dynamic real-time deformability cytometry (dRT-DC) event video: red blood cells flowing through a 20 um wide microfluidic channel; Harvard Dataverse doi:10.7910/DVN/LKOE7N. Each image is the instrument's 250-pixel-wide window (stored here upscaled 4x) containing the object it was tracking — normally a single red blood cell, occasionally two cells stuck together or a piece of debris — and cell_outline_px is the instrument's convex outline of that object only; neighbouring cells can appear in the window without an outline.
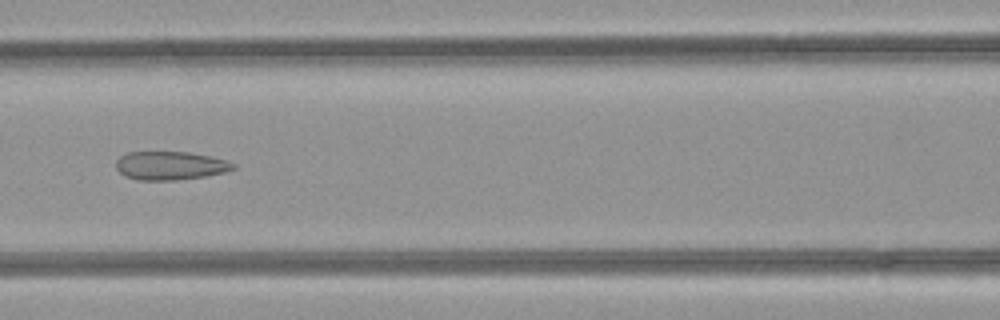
{"species": "common noctule bat (a hibernating species)", "species_latin": "Nyctalus noctula", "temperature_condition": "room temperature", "stored_images_in_passage": 48, "camera_frame_rate_fps": 3000, "um_per_image_px": 0.085, "animal": {"sex": "female", "body_mass_g": 21.9}, "frame": {"image": 1, "passage_image": 21, "time_ms": 6.667, "image_size_px": [1000, 320], "cell_outline_px": [[236, 168], [224, 172], [208, 176], [176, 180], [140, 180], [124, 176], [116, 168], [116, 160], [120, 156], [128, 152], [188, 152], [228, 160], [236, 164]], "centroid_in_image_um": [14.48, 14.08], "position_along_channel_um": 152.1, "area_um2": 19.54}, "authors_computed_cell_mechanics": {"area_um2": 22.7154, "velocity_mm_per_s": 4.3024, "shape_relaxation_time_tau1_ms": null, "shape_relaxation_time_tau2_ms": 1.9617, "deformation_change_tau1": null, "deformation_change_tau2": 0.0982}}